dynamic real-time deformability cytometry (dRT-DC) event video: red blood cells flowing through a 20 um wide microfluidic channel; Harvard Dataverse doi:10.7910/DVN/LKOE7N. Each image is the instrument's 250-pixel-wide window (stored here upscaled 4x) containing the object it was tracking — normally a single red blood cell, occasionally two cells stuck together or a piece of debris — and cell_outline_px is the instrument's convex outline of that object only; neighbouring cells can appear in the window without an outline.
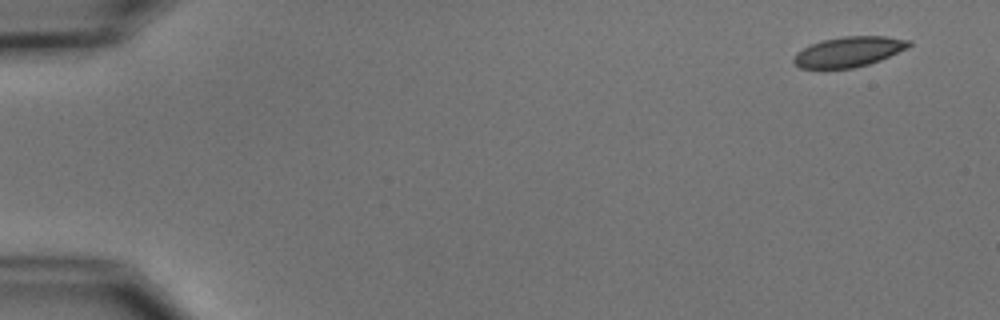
{"species": "common noctule bat (a hibernating species)", "species_latin": "Nyctalus noctula", "temperature_condition": "cold", "stored_images_in_passage": 5, "camera_frame_rate_fps": 3000, "um_per_image_px": 0.085, "animal": {"sex": "male", "body_mass_g": 15.6}, "frame": {"image": 1, "passage_image": 1, "time_ms": 0.0, "image_size_px": [1000, 320], "cell_outline_px": [[912, 44], [908, 48], [880, 60], [868, 64], [852, 68], [800, 68], [792, 60], [792, 56], [796, 52], [812, 44], [824, 40], [844, 36], [884, 36], [912, 40]], "centroid_in_image_um": [72.16, 4.39], "position_along_channel_um": 12.8, "area_um2": 20.17}}
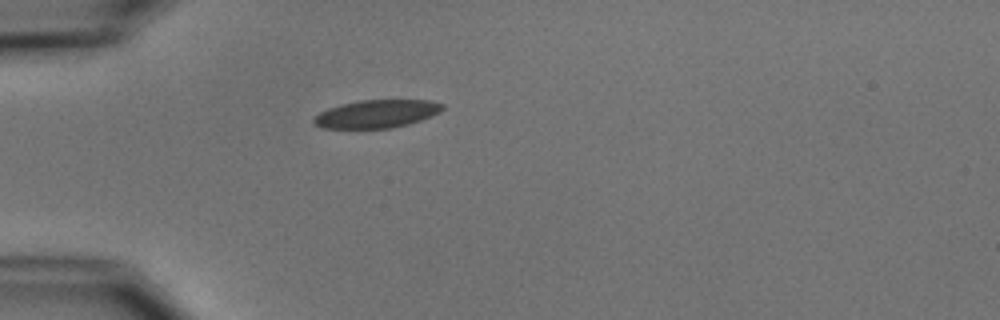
{"frame": {"image": 2, "passage_image": 4, "time_ms": 4.333, "image_size_px": [1000, 320], "cell_outline_px": [[444, 108], [440, 112], [420, 120], [408, 124], [392, 128], [324, 128], [312, 124], [312, 120], [320, 112], [328, 108], [340, 104], [360, 100], [428, 100], [444, 104]], "centroid_in_image_um": [32.0, 9.67], "position_along_channel_um": 53.0, "area_um2": 20.98}}